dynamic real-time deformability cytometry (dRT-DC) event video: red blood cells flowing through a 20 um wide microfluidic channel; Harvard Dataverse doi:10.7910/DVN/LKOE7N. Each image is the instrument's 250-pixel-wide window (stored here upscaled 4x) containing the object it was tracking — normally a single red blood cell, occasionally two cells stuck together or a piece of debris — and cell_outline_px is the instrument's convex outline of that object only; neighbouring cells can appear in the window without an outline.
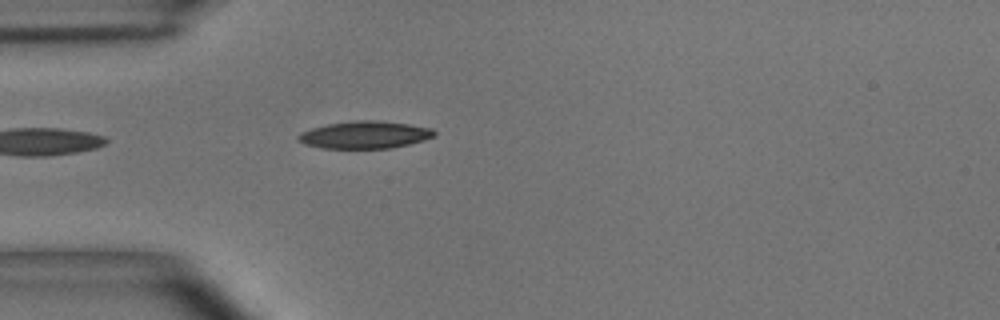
{"species": "common noctule bat (a hibernating species)", "species_latin": "Nyctalus noctula", "temperature_condition": "room temperature", "stored_images_in_passage": 19, "camera_frame_rate_fps": 3000, "um_per_image_px": 0.085, "animal": {"sex": "male", "body_mass_g": 15.6}, "frame": {"image": 1, "passage_image": 1, "time_ms": 0.0, "image_size_px": [1000, 320], "cell_outline_px": [[436, 136], [424, 140], [392, 148], [320, 148], [304, 144], [296, 140], [296, 136], [300, 132], [312, 128], [328, 124], [356, 120], [376, 120], [408, 124], [432, 128], [436, 132]], "centroid_in_image_um": [30.99, 11.46], "position_along_channel_um": 54.0, "area_um2": 21.79}}